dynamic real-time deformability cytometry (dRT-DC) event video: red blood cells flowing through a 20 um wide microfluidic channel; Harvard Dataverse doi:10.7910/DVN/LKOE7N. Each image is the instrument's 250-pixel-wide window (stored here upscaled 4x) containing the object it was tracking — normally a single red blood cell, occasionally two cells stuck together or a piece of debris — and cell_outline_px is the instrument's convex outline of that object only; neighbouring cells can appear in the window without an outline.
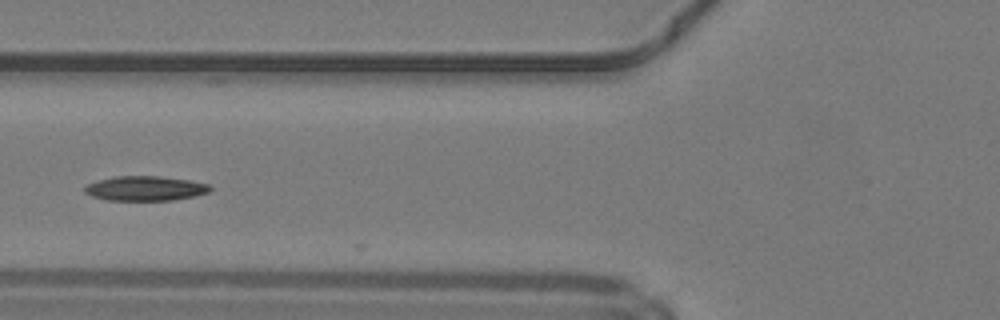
{"species": "common noctule bat (a hibernating species)", "species_latin": "Nyctalus noctula", "temperature_condition": "warm", "stored_images_in_passage": 14, "camera_frame_rate_fps": 3000, "um_per_image_px": 0.085, "animal": {"sex": "male", "body_mass_g": 19.2, "forearm_length_mm": 51.8}, "frame": {"image": 1, "passage_image": 13, "time_ms": 4.0, "image_size_px": [1000, 320], "cell_outline_px": [[212, 188], [208, 192], [196, 196], [172, 200], [108, 200], [92, 196], [84, 192], [84, 188], [88, 184], [100, 180], [116, 176], [160, 176], [188, 180], [208, 184]], "centroid_in_image_um": [12.36, 16.01], "position_along_channel_um": 113.4, "area_um2": 17.86}}